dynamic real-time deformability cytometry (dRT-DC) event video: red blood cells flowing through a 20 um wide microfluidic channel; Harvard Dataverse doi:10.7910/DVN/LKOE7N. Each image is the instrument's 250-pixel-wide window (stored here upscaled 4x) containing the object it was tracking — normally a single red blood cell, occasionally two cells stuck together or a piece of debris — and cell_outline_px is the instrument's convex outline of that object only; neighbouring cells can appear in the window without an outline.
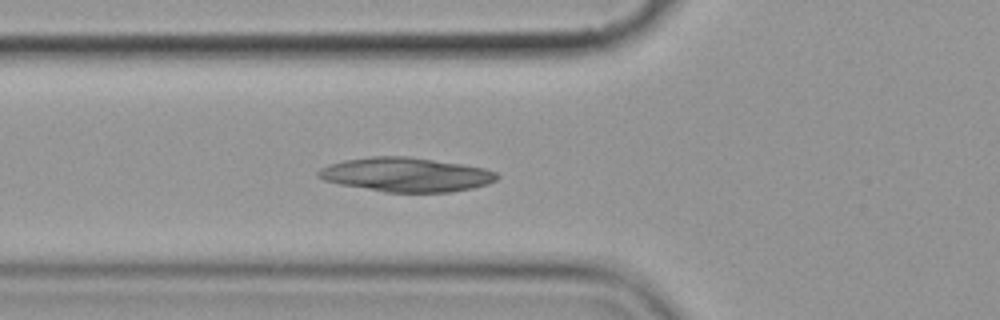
{"species": "common noctule bat (a hibernating species)", "species_latin": "Nyctalus noctula", "temperature_condition": "cold", "stored_images_in_passage": 6, "camera_frame_rate_fps": 3000, "um_per_image_px": 0.085, "animal": {"sex": "female", "body_mass_g": 19.9}, "frame": {"image": 1, "passage_image": 6, "time_ms": 6.667, "image_size_px": [1000, 320], "cell_outline_px": [[500, 176], [496, 180], [488, 184], [472, 188], [448, 192], [384, 192], [340, 184], [324, 180], [316, 176], [316, 172], [320, 168], [328, 164], [344, 160], [372, 156], [408, 156], [460, 164], [484, 168], [496, 172]], "centroid_in_image_um": [34.49, 14.84], "position_along_channel_um": 91.3, "area_um2": 35.55}}